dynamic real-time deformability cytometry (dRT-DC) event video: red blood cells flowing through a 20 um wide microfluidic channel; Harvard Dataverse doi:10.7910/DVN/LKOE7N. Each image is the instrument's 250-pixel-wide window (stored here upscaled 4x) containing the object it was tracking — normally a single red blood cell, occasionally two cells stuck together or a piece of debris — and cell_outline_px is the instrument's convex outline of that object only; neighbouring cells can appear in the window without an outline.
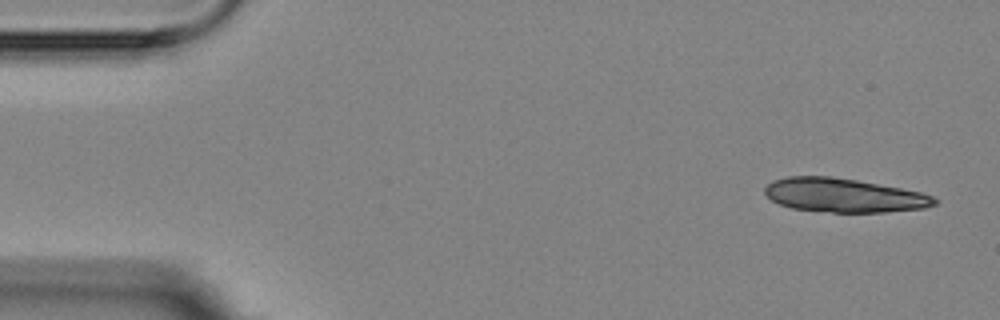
{"species": "Egyptian fruit bat (a non-hibernating species)", "species_latin": "Rousettus aegyptiacus", "temperature_condition": "room temperature", "stored_images_in_passage": 6, "camera_frame_rate_fps": 3000, "um_per_image_px": 0.085, "animal": {"sex": "female"}, "frame": {"image": 1, "passage_image": 1, "time_ms": 0.0, "image_size_px": [1000, 320], "cell_outline_px": [[940, 200], [936, 204], [924, 208], [884, 212], [832, 212], [792, 208], [780, 204], [772, 200], [764, 192], [764, 188], [772, 180], [788, 176], [832, 176], [856, 180], [900, 188], [920, 192], [932, 196]], "centroid_in_image_um": [71.72, 16.59], "position_along_channel_um": 13.3, "area_um2": 33.35}}